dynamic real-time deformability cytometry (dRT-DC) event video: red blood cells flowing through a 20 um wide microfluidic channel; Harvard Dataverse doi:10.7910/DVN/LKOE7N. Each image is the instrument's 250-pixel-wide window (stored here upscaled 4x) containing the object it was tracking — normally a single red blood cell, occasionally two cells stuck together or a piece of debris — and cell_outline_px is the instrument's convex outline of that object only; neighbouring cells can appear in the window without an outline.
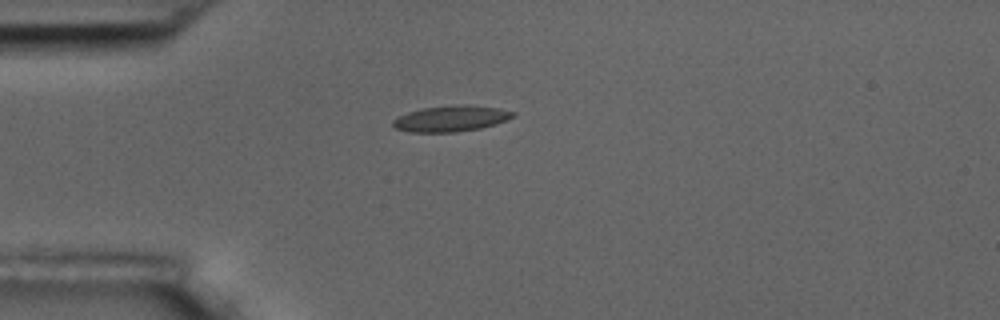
{"species": "common noctule bat (a hibernating species)", "species_latin": "Nyctalus noctula", "temperature_condition": "room temperature", "stored_images_in_passage": 6, "camera_frame_rate_fps": 3000, "um_per_image_px": 0.085, "animal": {"sex": "male", "body_mass_g": 17.5, "forearm_length_mm": 52.3}, "frame": {"image": 1, "passage_image": 1, "time_ms": 0.0, "image_size_px": [1000, 320], "cell_outline_px": [[516, 116], [496, 124], [480, 128], [456, 132], [408, 132], [396, 128], [392, 124], [392, 120], [396, 116], [408, 112], [424, 108], [456, 104], [468, 104], [500, 108], [516, 112]], "centroid_in_image_um": [38.35, 10.07], "position_along_channel_um": 46.6, "area_um2": 18.38}}
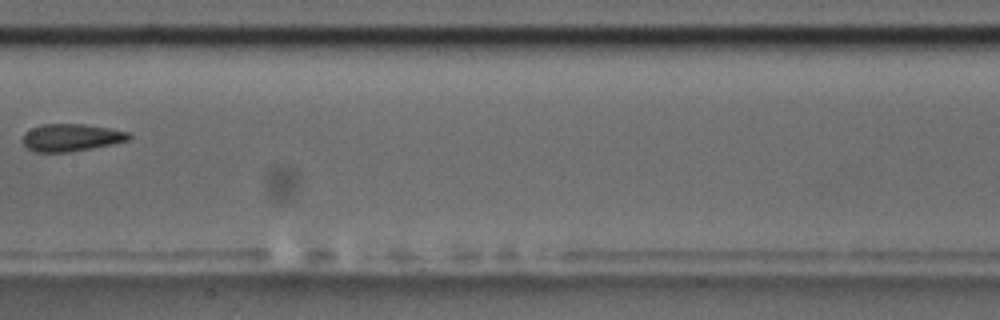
{"frame": {"image": 2, "passage_image": 5, "time_ms": 4.667, "image_size_px": [1000, 320], "cell_outline_px": [[132, 136], [128, 140], [112, 144], [92, 148], [68, 152], [36, 152], [28, 148], [24, 144], [24, 132], [40, 124], [84, 124], [132, 132]], "centroid_in_image_um": [6.08, 11.68], "position_along_channel_um": 201.3, "area_um2": 16.94}}
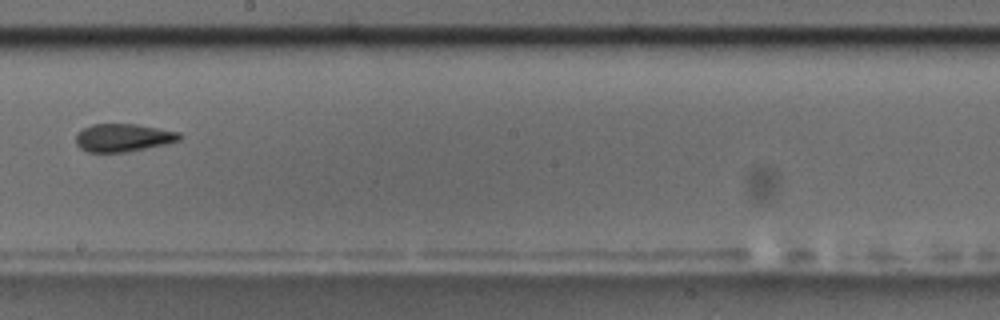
{"frame": {"image": 3, "passage_image": 6, "time_ms": 5.667, "image_size_px": [1000, 320], "cell_outline_px": [[184, 136], [180, 140], [164, 144], [128, 152], [88, 152], [80, 148], [76, 144], [76, 136], [84, 128], [92, 124], [136, 124], [180, 132]], "centroid_in_image_um": [10.49, 11.7], "position_along_channel_um": 237.7, "area_um2": 16.82}}